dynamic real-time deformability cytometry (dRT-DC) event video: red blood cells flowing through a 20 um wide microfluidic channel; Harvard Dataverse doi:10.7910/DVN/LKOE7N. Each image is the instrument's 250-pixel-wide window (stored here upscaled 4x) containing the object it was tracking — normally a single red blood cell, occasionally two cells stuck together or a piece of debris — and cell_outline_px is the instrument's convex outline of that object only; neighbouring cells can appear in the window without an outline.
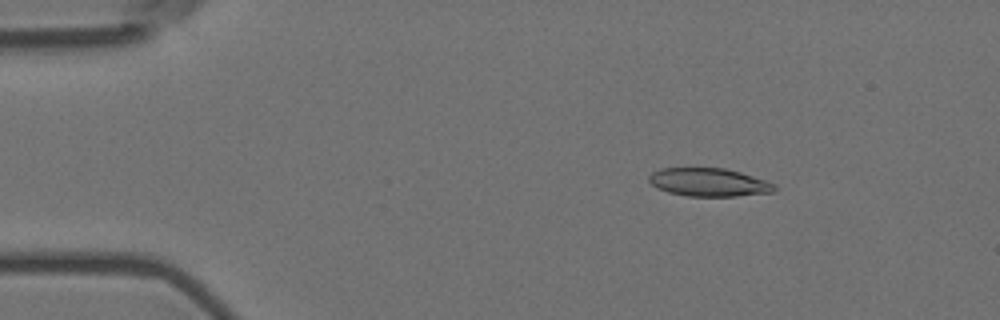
{"species": "Egyptian fruit bat (a non-hibernating species)", "species_latin": "Rousettus aegyptiacus", "temperature_condition": "room temperature", "stored_images_in_passage": 4, "camera_frame_rate_fps": 3000, "um_per_image_px": 0.085, "animal": {"sex": "female"}, "frame": {"image": 1, "passage_image": 2, "time_ms": 0.333, "image_size_px": [1000, 320], "cell_outline_px": [[776, 188], [772, 192], [736, 196], [688, 196], [668, 192], [656, 188], [648, 180], [648, 176], [652, 172], [660, 168], [724, 168], [740, 172], [776, 184]], "centroid_in_image_um": [60.22, 15.49], "position_along_channel_um": 24.8, "area_um2": 20.58}}